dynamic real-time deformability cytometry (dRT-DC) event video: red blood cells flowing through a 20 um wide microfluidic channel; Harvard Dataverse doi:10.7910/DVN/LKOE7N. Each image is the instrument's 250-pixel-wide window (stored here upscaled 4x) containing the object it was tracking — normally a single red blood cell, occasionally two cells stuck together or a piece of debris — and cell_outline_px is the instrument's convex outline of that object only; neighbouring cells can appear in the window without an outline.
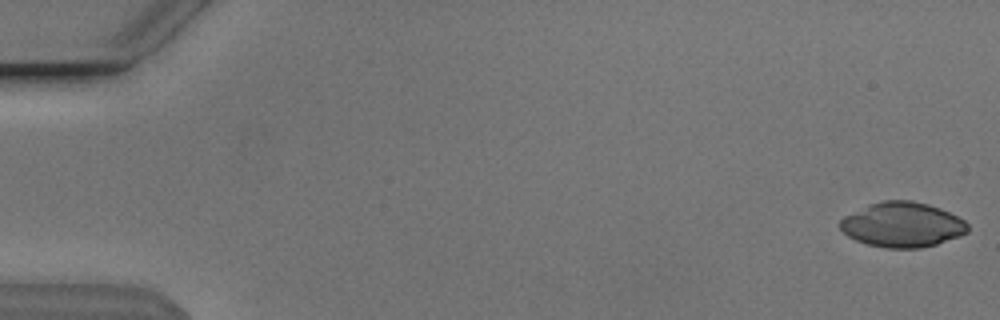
{"species": "Egyptian fruit bat (a non-hibernating species)", "species_latin": "Rousettus aegyptiacus", "temperature_condition": "cold", "stored_images_in_passage": 3, "camera_frame_rate_fps": 3000, "um_per_image_px": 0.085, "animal": {"sex": "male"}, "frame": {"image": 1, "passage_image": 1, "time_ms": 0.0, "image_size_px": [1000, 320], "cell_outline_px": [[968, 232], [960, 236], [936, 244], [920, 248], [884, 248], [868, 244], [856, 240], [848, 236], [836, 224], [844, 216], [868, 204], [884, 200], [912, 200], [928, 204], [940, 208], [964, 220], [968, 224]], "centroid_in_image_um": [76.68, 19.09], "position_along_channel_um": 8.3, "area_um2": 33.52}}